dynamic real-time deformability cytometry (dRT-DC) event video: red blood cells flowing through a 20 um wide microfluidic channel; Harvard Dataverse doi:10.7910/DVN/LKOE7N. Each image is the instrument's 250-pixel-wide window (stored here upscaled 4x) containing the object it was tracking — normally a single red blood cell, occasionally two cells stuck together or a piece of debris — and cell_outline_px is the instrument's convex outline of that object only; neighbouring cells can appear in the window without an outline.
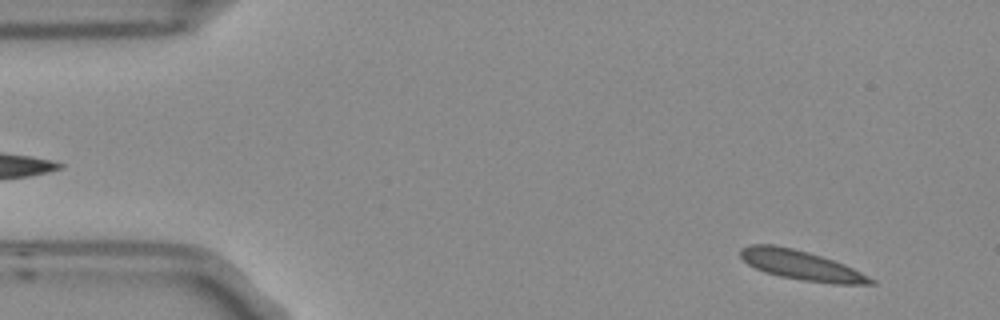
{"species": "Egyptian fruit bat (a non-hibernating species)", "species_latin": "Rousettus aegyptiacus", "temperature_condition": "room temperature", "stored_images_in_passage": 3, "camera_frame_rate_fps": 3000, "um_per_image_px": 0.085, "frame": {"image": 1, "passage_image": 3, "time_ms": 0.667, "image_size_px": [1000, 320], "cell_outline_px": [[876, 284], [832, 284], [804, 280], [780, 276], [764, 272], [748, 264], [740, 256], [740, 248], [752, 244], [772, 244], [792, 248], [808, 252], [844, 264], [876, 280]], "centroid_in_image_um": [68.09, 22.54], "position_along_channel_um": 16.9, "area_um2": 22.2}}